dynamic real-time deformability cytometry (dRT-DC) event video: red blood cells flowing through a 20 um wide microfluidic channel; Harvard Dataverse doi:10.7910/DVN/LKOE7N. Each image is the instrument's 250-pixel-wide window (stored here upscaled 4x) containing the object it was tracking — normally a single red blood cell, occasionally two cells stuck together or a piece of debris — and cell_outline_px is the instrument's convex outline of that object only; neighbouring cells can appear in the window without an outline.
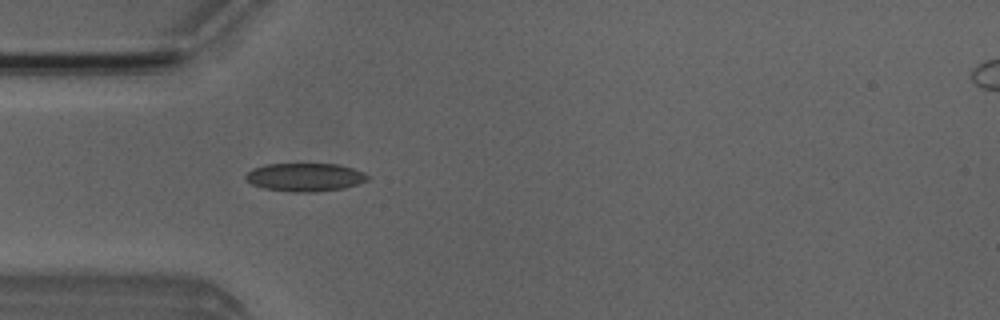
{"species": "Egyptian fruit bat (a non-hibernating species)", "species_latin": "Rousettus aegyptiacus", "temperature_condition": "room temperature", "stored_images_in_passage": 3, "camera_frame_rate_fps": 3000, "um_per_image_px": 0.085, "animal": {"sex": "male"}, "frame": {"image": 1, "passage_image": 3, "time_ms": 2.333, "image_size_px": [1000, 320], "cell_outline_px": [[368, 180], [360, 184], [344, 188], [316, 192], [292, 192], [264, 188], [252, 184], [244, 180], [244, 176], [252, 168], [264, 164], [336, 164], [352, 168], [364, 172], [368, 176]], "centroid_in_image_um": [25.91, 15.06], "position_along_channel_um": 59.1, "area_um2": 20.23}}